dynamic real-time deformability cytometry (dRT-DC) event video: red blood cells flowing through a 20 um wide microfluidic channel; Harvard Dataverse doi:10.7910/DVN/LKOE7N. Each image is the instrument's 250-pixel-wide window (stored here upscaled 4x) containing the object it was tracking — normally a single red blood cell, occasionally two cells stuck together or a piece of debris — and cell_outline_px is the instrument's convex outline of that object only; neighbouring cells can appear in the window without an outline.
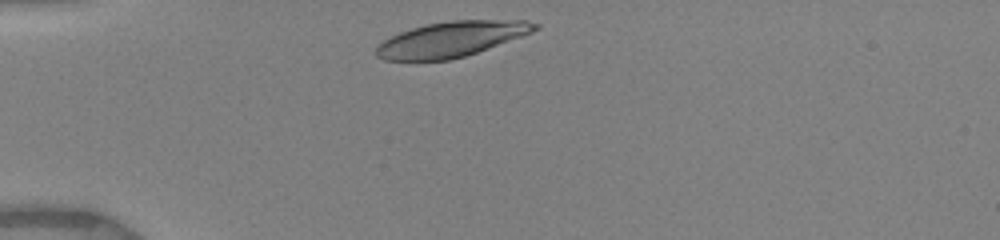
{"species": "human", "species_latin": "Homo sapiens", "temperature_condition": "warm", "stored_images_in_passage": 3, "camera_frame_rate_fps": 3000, "um_per_image_px": 0.085, "donor": {"sex": "female"}, "frame": {"image": 1, "passage_image": 1, "time_ms": 0.0, "image_size_px": [1000, 240], "cell_outline_px": [[540, 28], [532, 32], [476, 52], [464, 56], [448, 60], [384, 60], [376, 56], [376, 48], [384, 40], [400, 32], [424, 24], [452, 20], [528, 20], [540, 24]], "centroid_in_image_um": [38.38, 3.32], "position_along_channel_um": 46.6, "area_um2": 32.31}}
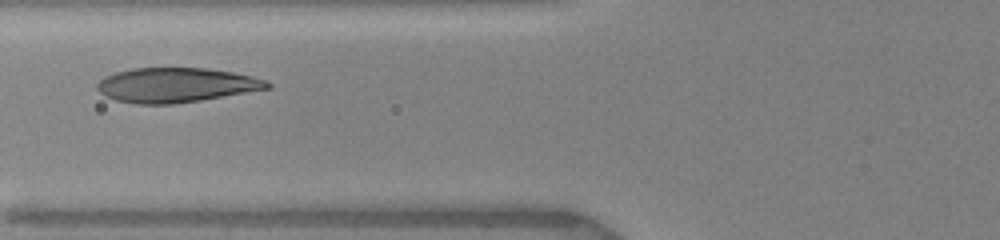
{"frame": {"image": 2, "passage_image": 3, "time_ms": 2.333, "image_size_px": [1000, 240], "cell_outline_px": [[272, 88], [200, 100], [172, 104], [136, 104], [116, 100], [104, 96], [96, 88], [96, 84], [104, 76], [116, 72], [132, 68], [208, 68], [232, 72], [252, 76], [268, 80], [272, 84]], "centroid_in_image_um": [14.97, 7.23], "position_along_channel_um": 110.8, "area_um2": 34.45}}